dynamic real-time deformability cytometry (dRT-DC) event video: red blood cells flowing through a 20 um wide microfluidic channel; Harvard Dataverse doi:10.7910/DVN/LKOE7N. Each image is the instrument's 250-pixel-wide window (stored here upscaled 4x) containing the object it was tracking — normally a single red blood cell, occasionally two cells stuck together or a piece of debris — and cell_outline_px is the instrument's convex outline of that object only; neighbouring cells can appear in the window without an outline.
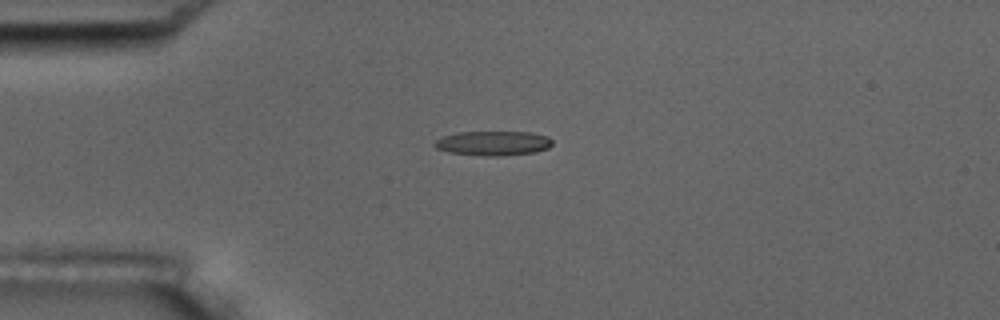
{"species": "common noctule bat (a hibernating species)", "species_latin": "Nyctalus noctula", "temperature_condition": "room temperature", "stored_images_in_passage": 2, "camera_frame_rate_fps": 3000, "um_per_image_px": 0.085, "animal": {"sex": "male", "body_mass_g": 17.5, "forearm_length_mm": 52.3}, "frame": {"image": 1, "passage_image": 2, "time_ms": 2.0, "image_size_px": [1000, 320], "cell_outline_px": [[552, 144], [548, 148], [536, 152], [504, 156], [484, 156], [448, 152], [436, 148], [432, 144], [440, 136], [456, 132], [532, 132], [548, 136], [552, 140]], "centroid_in_image_um": [41.9, 12.17], "position_along_channel_um": 43.1, "area_um2": 17.11}}